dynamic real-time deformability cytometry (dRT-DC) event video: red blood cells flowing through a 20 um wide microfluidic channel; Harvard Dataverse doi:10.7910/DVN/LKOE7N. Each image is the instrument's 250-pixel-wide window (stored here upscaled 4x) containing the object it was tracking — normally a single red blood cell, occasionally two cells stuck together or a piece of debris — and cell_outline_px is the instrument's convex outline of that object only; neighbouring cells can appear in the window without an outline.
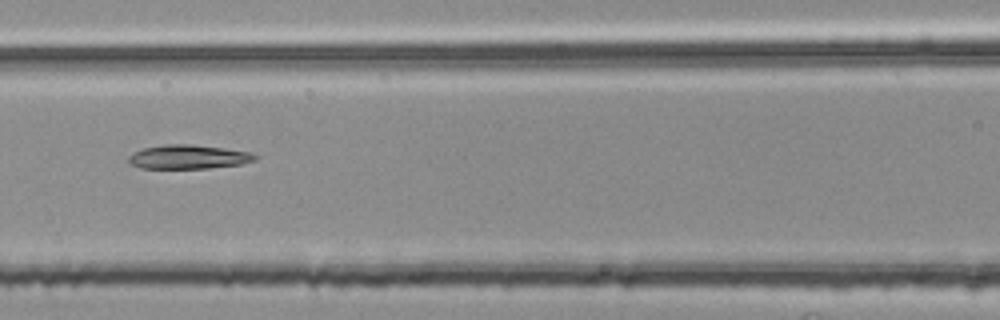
{"species": "common noctule bat (a hibernating species)", "species_latin": "Nyctalus noctula", "temperature_condition": "room temperature", "stored_images_in_passage": 4, "camera_frame_rate_fps": 3000, "um_per_image_px": 0.085, "animal": {"sex": "female", "body_mass_g": 25.1}, "frame": {"image": 1, "passage_image": 4, "time_ms": 1.0, "image_size_px": [1000, 320], "cell_outline_px": [[260, 156], [256, 160], [240, 164], [208, 168], [140, 168], [132, 164], [128, 160], [128, 156], [132, 152], [144, 148], [164, 144], [192, 144], [224, 148], [252, 152]], "centroid_in_image_um": [16.04, 13.32], "position_along_channel_um": 150.6, "area_um2": 17.8}}